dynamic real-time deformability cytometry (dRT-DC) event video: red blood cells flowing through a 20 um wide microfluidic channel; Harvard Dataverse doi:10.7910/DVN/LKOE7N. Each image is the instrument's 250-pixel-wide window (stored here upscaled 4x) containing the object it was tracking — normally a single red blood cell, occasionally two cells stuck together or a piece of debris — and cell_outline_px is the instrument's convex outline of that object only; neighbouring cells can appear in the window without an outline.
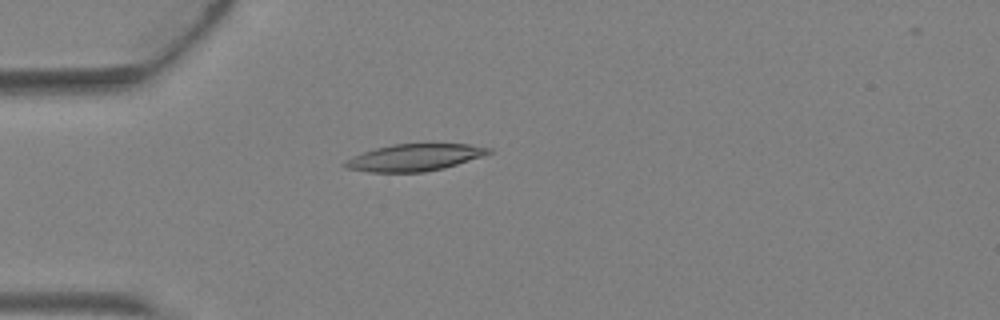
{"species": "Egyptian fruit bat (a non-hibernating species)", "species_latin": "Rousettus aegyptiacus", "temperature_condition": "warm", "stored_images_in_passage": 4, "camera_frame_rate_fps": 3000, "um_per_image_px": 0.085, "animal": {"sex": "female"}, "frame": {"image": 1, "passage_image": 3, "time_ms": 0.667, "image_size_px": [1000, 320], "cell_outline_px": [[492, 152], [444, 168], [424, 172], [368, 172], [344, 168], [340, 164], [364, 152], [376, 148], [392, 144], [468, 144], [492, 148]], "centroid_in_image_um": [35.2, 13.39], "position_along_channel_um": 49.8, "area_um2": 22.25}}